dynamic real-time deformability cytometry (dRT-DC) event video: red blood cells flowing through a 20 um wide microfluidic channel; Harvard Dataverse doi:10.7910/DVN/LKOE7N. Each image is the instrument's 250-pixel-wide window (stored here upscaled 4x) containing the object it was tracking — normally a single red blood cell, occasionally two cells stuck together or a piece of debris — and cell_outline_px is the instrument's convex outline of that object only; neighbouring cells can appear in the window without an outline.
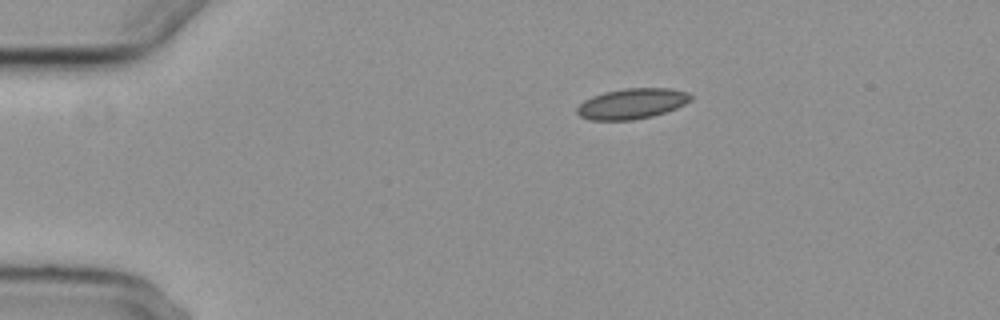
{"species": "common noctule bat (a hibernating species)", "species_latin": "Nyctalus noctula", "temperature_condition": "cold", "stored_images_in_passage": 46, "camera_frame_rate_fps": 3000, "um_per_image_px": 0.085, "animal": {"sex": "female", "body_mass_g": 29.2, "forearm_length_mm": 56.3}, "frame": {"image": 1, "passage_image": 1, "time_ms": 0.0, "image_size_px": [1000, 320], "cell_outline_px": [[692, 100], [676, 108], [652, 116], [632, 120], [588, 120], [580, 116], [576, 112], [576, 108], [584, 100], [592, 96], [604, 92], [624, 88], [668, 88], [688, 92], [692, 96]], "centroid_in_image_um": [53.7, 8.81], "position_along_channel_um": 31.3, "area_um2": 20.23}}
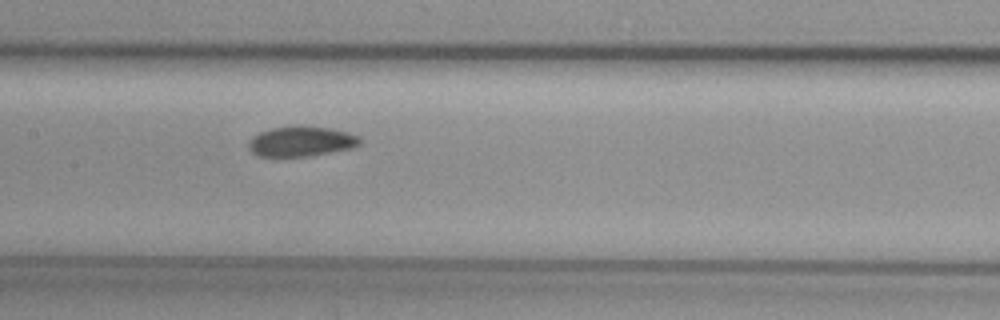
{"frame": {"image": 2, "passage_image": 18, "time_ms": 5.667, "image_size_px": [1000, 320], "cell_outline_px": [[360, 144], [352, 148], [308, 156], [256, 156], [248, 148], [248, 140], [252, 136], [260, 132], [272, 128], [296, 124], [304, 124], [332, 128], [348, 132], [360, 136]], "centroid_in_image_um": [25.59, 11.98], "position_along_channel_um": 181.8, "area_um2": 20.0}}
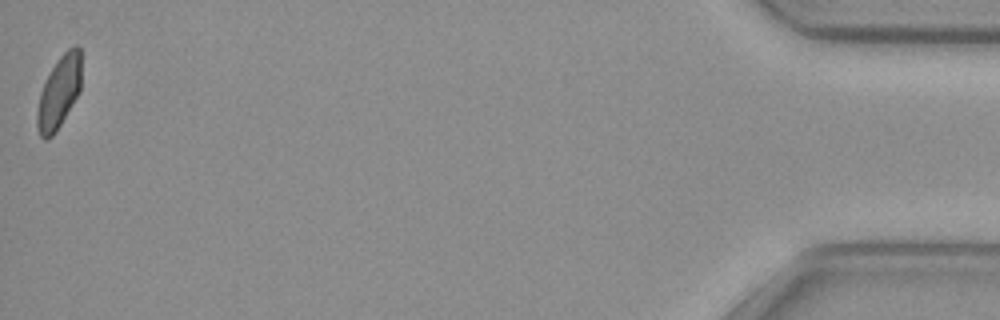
{"frame": {"image": 3, "passage_image": 46, "time_ms": 15.0, "image_size_px": [1000, 320], "cell_outline_px": [[80, 92], [56, 132], [48, 140], [44, 140], [40, 136], [36, 124], [36, 112], [40, 92], [44, 80], [56, 60], [68, 48], [76, 44], [80, 48]], "centroid_in_image_um": [4.99, 7.85], "position_along_channel_um": 430.2, "area_um2": 18.9}, "authors_computed_cell_mechanics": {"area_um2": 19.6231, "velocity_mm_per_s": 3.6931, "shape_relaxation_time_tau1_ms": null, "shape_relaxation_time_tau2_ms": 3.8843, "deformation_change_tau1": null, "deformation_change_tau2": 0.0619}}